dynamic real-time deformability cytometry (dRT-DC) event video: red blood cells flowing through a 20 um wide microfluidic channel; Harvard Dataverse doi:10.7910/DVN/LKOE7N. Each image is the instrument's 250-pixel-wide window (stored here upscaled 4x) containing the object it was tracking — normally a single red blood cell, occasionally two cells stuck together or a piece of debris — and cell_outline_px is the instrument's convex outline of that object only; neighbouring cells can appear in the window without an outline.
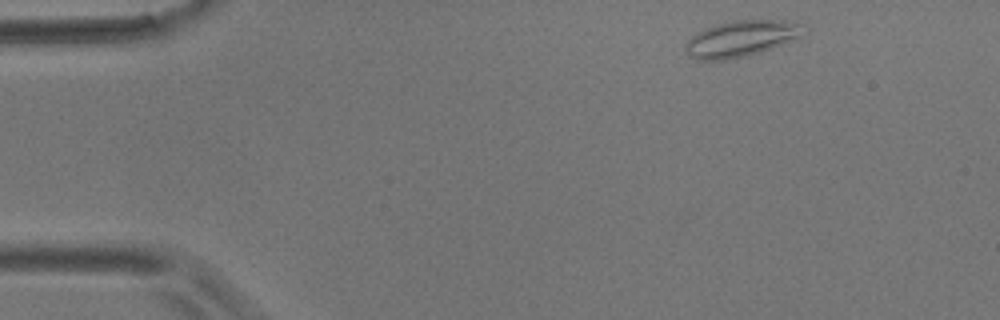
{"species": "common noctule bat (a hibernating species)", "species_latin": "Nyctalus noctula", "temperature_condition": "room temperature", "stored_images_in_passage": 13, "camera_frame_rate_fps": 3000, "um_per_image_px": 0.085, "animal": {"sex": "male", "body_mass_g": 17.9}, "frame": {"image": 1, "passage_image": 1, "time_ms": 0.0, "image_size_px": [1000, 320], "cell_outline_px": [[808, 28], [796, 40], [748, 56], [724, 60], [696, 60], [688, 56], [684, 48], [684, 44], [696, 32], [704, 28], [716, 24], [732, 20], [784, 20], [804, 24]], "centroid_in_image_um": [63.01, 3.28], "position_along_channel_um": 22.0, "area_um2": 25.37}}
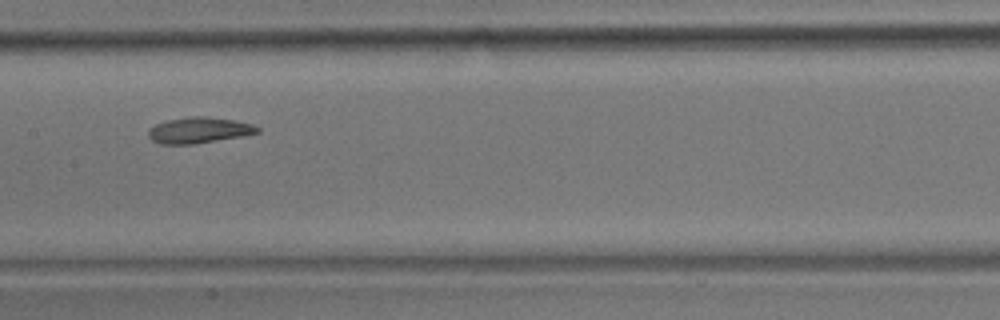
{"frame": {"image": 2, "passage_image": 6, "time_ms": 7.0, "image_size_px": [1000, 320], "cell_outline_px": [[260, 132], [244, 136], [192, 144], [160, 144], [152, 140], [148, 136], [148, 128], [156, 124], [168, 120], [188, 116], [204, 116], [232, 120], [252, 124], [260, 128]], "centroid_in_image_um": [16.9, 11.07], "position_along_channel_um": 190.5, "area_um2": 16.47}}
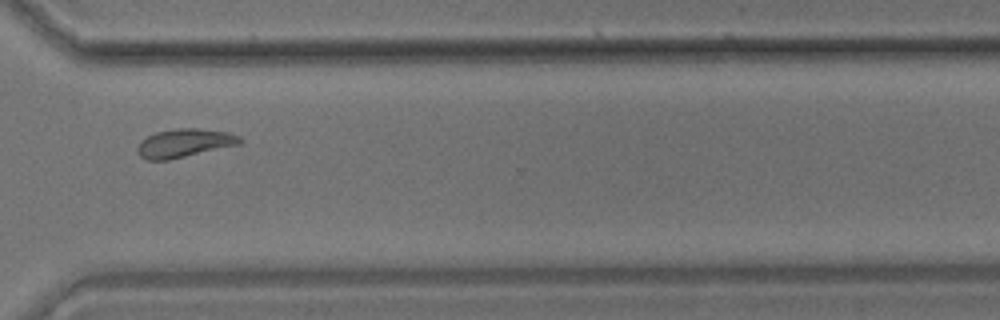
{"frame": {"image": 3, "passage_image": 10, "time_ms": 11.667, "image_size_px": [1000, 320], "cell_outline_px": [[244, 140], [240, 144], [168, 160], [144, 160], [136, 152], [136, 148], [140, 140], [156, 132], [176, 128], [196, 128], [228, 132], [240, 136]], "centroid_in_image_um": [15.64, 12.16], "position_along_channel_um": 355.0, "area_um2": 17.11}, "authors_computed_cell_mechanics": {"area_um2": 17.1088, "velocity_mm_per_s": 3.5357, "shape_relaxation_time_tau1_ms": 4.7827, "shape_relaxation_time_tau2_ms": null, "deformation_change_tau1": 0.1125, "deformation_change_tau2": null}}